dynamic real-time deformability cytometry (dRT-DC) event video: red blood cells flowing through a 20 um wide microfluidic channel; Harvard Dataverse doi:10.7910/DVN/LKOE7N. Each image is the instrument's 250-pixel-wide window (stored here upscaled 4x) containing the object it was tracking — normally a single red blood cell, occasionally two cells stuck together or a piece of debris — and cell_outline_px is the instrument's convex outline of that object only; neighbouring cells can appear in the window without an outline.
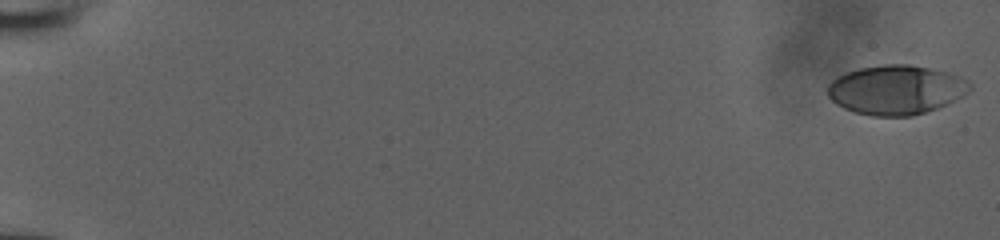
{"species": "human", "species_latin": "Homo sapiens", "temperature_condition": "room temperature", "stored_images_in_passage": 53, "camera_frame_rate_fps": 3000, "um_per_image_px": 0.085, "donor": {"sex": "male"}, "frame": {"image": 1, "passage_image": 1, "time_ms": 0.0, "image_size_px": [1000, 240], "cell_outline_px": [[972, 88], [964, 96], [948, 104], [912, 116], [872, 116], [856, 112], [844, 108], [836, 104], [828, 96], [828, 84], [836, 76], [860, 68], [884, 64], [908, 64], [948, 72], [960, 76], [968, 80], [972, 84]], "centroid_in_image_um": [76.19, 7.63], "position_along_channel_um": 8.8, "area_um2": 41.04}}
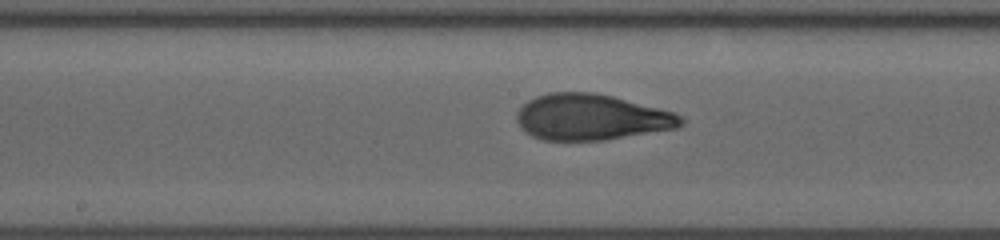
{"frame": {"image": 2, "passage_image": 30, "time_ms": 9.667, "image_size_px": [1000, 240], "cell_outline_px": [[684, 124], [676, 128], [604, 140], [544, 140], [532, 136], [524, 132], [520, 128], [516, 120], [516, 112], [528, 100], [536, 96], [548, 92], [596, 92], [676, 112], [684, 120]], "centroid_in_image_um": [50.24, 9.95], "position_along_channel_um": 198.0, "area_um2": 44.16}}
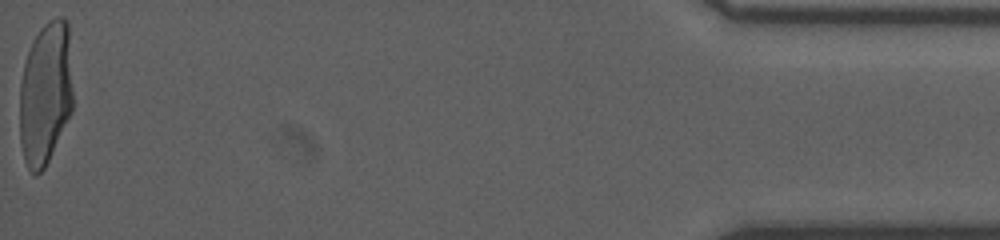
{"frame": {"image": 3, "passage_image": 53, "time_ms": 17.333, "image_size_px": [1000, 240], "cell_outline_px": [[72, 112], [44, 168], [36, 176], [28, 168], [24, 160], [20, 144], [20, 84], [24, 64], [28, 52], [40, 28], [48, 20], [56, 16], [60, 16], [68, 24], [72, 88]], "centroid_in_image_um": [3.86, 7.95], "position_along_channel_um": 431.3, "area_um2": 44.39}}